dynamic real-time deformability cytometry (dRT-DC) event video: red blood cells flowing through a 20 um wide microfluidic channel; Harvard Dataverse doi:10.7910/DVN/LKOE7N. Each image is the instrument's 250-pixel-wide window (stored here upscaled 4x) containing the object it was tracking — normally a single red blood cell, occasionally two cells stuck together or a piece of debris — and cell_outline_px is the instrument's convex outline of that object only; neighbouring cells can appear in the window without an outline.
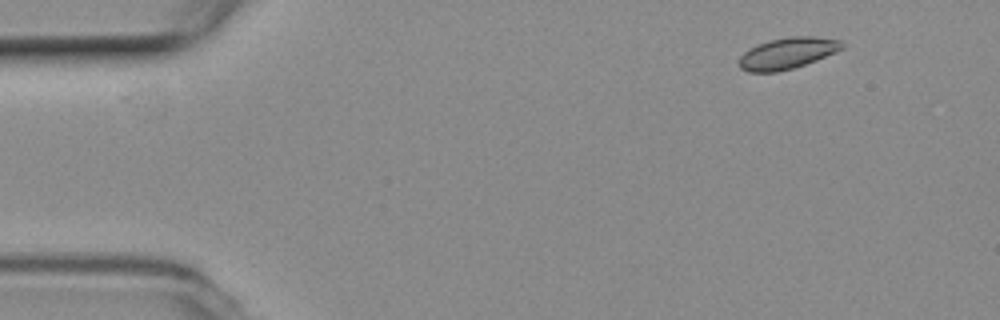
{"species": "common noctule bat (a hibernating species)", "species_latin": "Nyctalus noctula", "temperature_condition": "room temperature", "stored_images_in_passage": 12, "camera_frame_rate_fps": 3000, "um_per_image_px": 0.085, "animal": {"sex": "female", "body_mass_g": 19.3, "forearm_length_mm": 54.1}, "frame": {"image": 1, "passage_image": 5, "time_ms": 1.333, "image_size_px": [1000, 320], "cell_outline_px": [[844, 48], [836, 52], [816, 60], [792, 68], [776, 72], [748, 72], [740, 68], [740, 56], [748, 48], [756, 44], [768, 40], [792, 36], [812, 36], [840, 40], [844, 44]], "centroid_in_image_um": [66.92, 4.51], "position_along_channel_um": 18.1, "area_um2": 18.79}}